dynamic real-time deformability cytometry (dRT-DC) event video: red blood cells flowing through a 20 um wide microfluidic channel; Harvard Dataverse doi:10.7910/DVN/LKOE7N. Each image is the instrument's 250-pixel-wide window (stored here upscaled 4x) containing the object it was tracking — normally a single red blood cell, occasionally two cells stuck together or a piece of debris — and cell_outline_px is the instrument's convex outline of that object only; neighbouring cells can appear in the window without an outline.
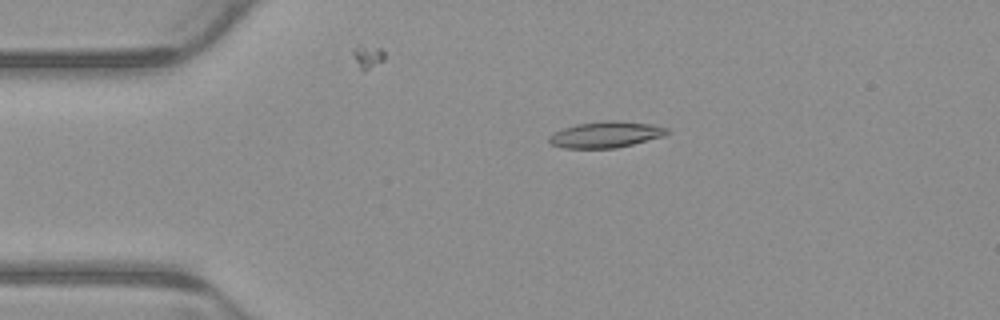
{"species": "common noctule bat (a hibernating species)", "species_latin": "Nyctalus noctula", "temperature_condition": "warm", "stored_images_in_passage": 4, "camera_frame_rate_fps": 3000, "um_per_image_px": 0.085, "animal": {"sex": "male", "body_mass_g": 23.1, "forearm_length_mm": 52.7}, "frame": {"image": 1, "passage_image": 3, "time_ms": 0.667, "image_size_px": [1000, 320], "cell_outline_px": [[672, 132], [664, 136], [616, 148], [564, 148], [552, 144], [548, 140], [548, 136], [564, 128], [576, 124], [604, 120], [612, 120], [652, 124], [668, 128]], "centroid_in_image_um": [51.53, 11.43], "position_along_channel_um": 33.5, "area_um2": 17.98}}